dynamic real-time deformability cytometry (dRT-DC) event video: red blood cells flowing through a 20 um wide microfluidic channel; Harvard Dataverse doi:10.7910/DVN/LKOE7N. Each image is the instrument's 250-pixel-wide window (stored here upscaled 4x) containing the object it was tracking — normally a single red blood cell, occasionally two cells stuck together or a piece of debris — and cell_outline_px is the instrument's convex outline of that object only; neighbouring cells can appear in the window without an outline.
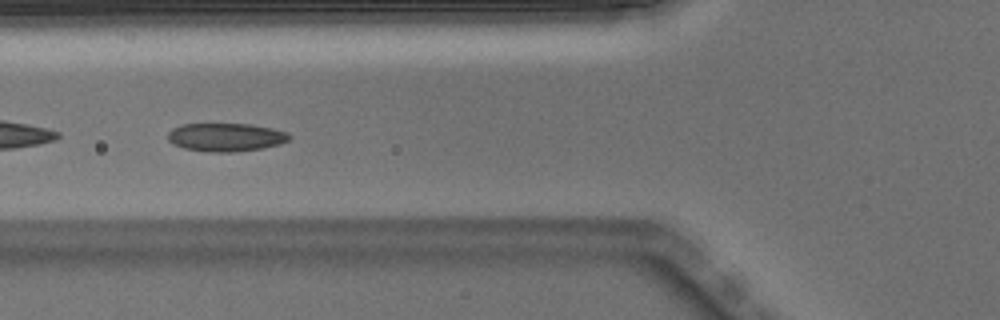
{"species": "Egyptian fruit bat (a non-hibernating species)", "species_latin": "Rousettus aegyptiacus", "temperature_condition": "warm", "stored_images_in_passage": 49, "camera_frame_rate_fps": 3000, "um_per_image_px": 0.085, "animal": {"sex": "male"}, "frame": {"image": 1, "passage_image": 18, "time_ms": 5.667, "image_size_px": [1000, 320], "cell_outline_px": [[292, 136], [288, 140], [280, 144], [264, 148], [236, 152], [208, 152], [184, 148], [172, 144], [168, 140], [168, 132], [172, 128], [180, 124], [252, 124], [272, 128], [288, 132]], "centroid_in_image_um": [19.2, 11.66], "position_along_channel_um": 106.6, "area_um2": 20.29}}
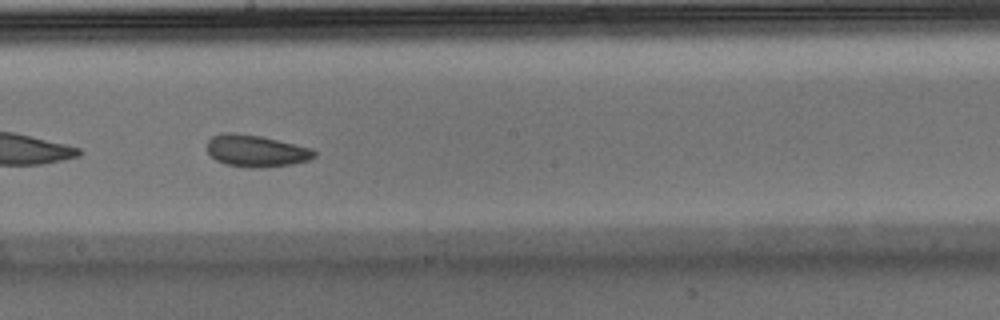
{"frame": {"image": 2, "passage_image": 27, "time_ms": 8.667, "image_size_px": [1000, 320], "cell_outline_px": [[316, 156], [308, 160], [292, 164], [256, 168], [252, 168], [224, 164], [216, 160], [208, 152], [208, 140], [212, 136], [224, 132], [236, 132], [260, 136], [312, 148], [316, 152]], "centroid_in_image_um": [21.76, 12.82], "position_along_channel_um": 226.4, "area_um2": 19.88}}
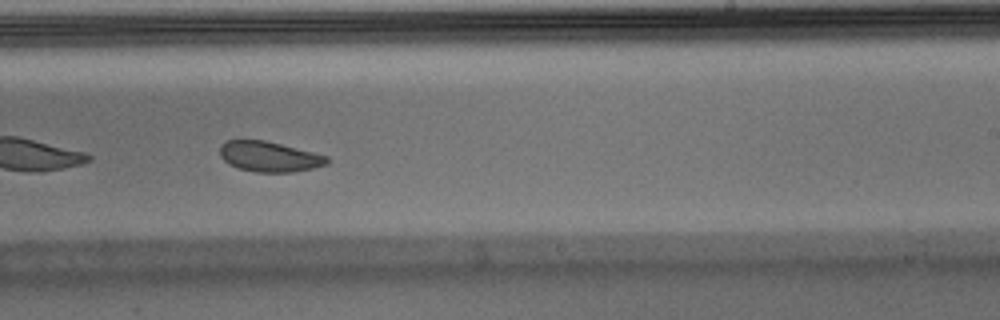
{"frame": {"image": 3, "passage_image": 30, "time_ms": 9.667, "image_size_px": [1000, 320], "cell_outline_px": [[328, 164], [312, 168], [292, 172], [256, 172], [240, 168], [228, 164], [220, 156], [220, 144], [228, 140], [264, 140], [328, 156]], "centroid_in_image_um": [22.86, 13.31], "position_along_channel_um": 266.1, "area_um2": 18.73}, "authors_computed_cell_mechanics": {"area_um2": 21.9062, "velocity_mm_per_s": 3.9812, "shape_relaxation_time_tau1_ms": 2.646, "shape_relaxation_time_tau2_ms": 2.6701, "deformation_change_tau1": 0.0688, "deformation_change_tau2": 0.0722}}